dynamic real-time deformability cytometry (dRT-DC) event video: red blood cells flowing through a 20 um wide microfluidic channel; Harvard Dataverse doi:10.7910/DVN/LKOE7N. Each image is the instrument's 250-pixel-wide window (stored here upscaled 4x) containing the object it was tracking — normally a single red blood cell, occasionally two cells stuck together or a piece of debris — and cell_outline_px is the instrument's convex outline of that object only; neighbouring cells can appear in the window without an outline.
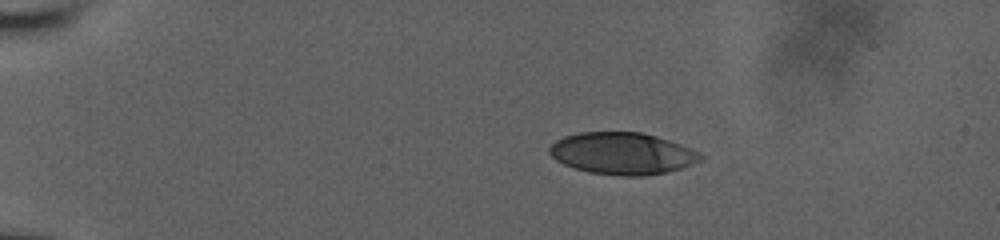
{"species": "human", "species_latin": "Homo sapiens", "temperature_condition": "room temperature", "stored_images_in_passage": 12, "camera_frame_rate_fps": 3000, "um_per_image_px": 0.085, "donor": {"sex": "male"}, "frame": {"image": 1, "passage_image": 1, "time_ms": 0.0, "image_size_px": [1000, 240], "cell_outline_px": [[704, 160], [668, 172], [644, 176], [620, 176], [588, 172], [564, 164], [556, 160], [548, 152], [548, 148], [556, 140], [564, 136], [580, 132], [640, 132], [656, 136], [680, 144], [704, 156]], "centroid_in_image_um": [52.88, 13.05], "position_along_channel_um": 32.1, "area_um2": 36.82}}
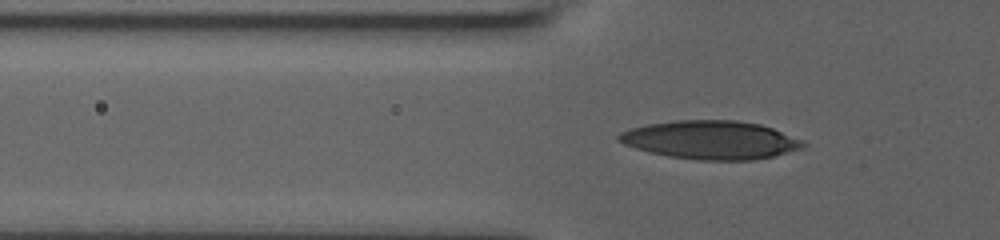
{"frame": {"image": 2, "passage_image": 8, "time_ms": 3.0, "image_size_px": [1000, 240], "cell_outline_px": [[808, 144], [804, 148], [756, 160], [696, 160], [668, 156], [648, 152], [624, 144], [616, 140], [616, 136], [620, 132], [632, 128], [648, 124], [676, 120], [736, 120], [760, 124], [772, 128], [804, 140]], "centroid_in_image_um": [60.42, 11.9], "position_along_channel_um": 65.4, "area_um2": 41.5}}
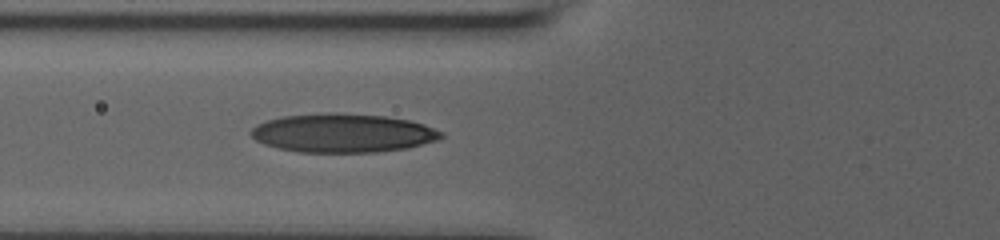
{"frame": {"image": 3, "passage_image": 12, "time_ms": 4.0, "image_size_px": [1000, 240], "cell_outline_px": [[444, 136], [440, 140], [408, 148], [376, 152], [300, 152], [280, 148], [264, 144], [256, 140], [252, 136], [252, 128], [256, 124], [268, 120], [284, 116], [328, 112], [388, 116], [408, 120], [424, 124], [444, 132]], "centroid_in_image_um": [29.2, 11.31], "position_along_channel_um": 96.6, "area_um2": 43.0}}